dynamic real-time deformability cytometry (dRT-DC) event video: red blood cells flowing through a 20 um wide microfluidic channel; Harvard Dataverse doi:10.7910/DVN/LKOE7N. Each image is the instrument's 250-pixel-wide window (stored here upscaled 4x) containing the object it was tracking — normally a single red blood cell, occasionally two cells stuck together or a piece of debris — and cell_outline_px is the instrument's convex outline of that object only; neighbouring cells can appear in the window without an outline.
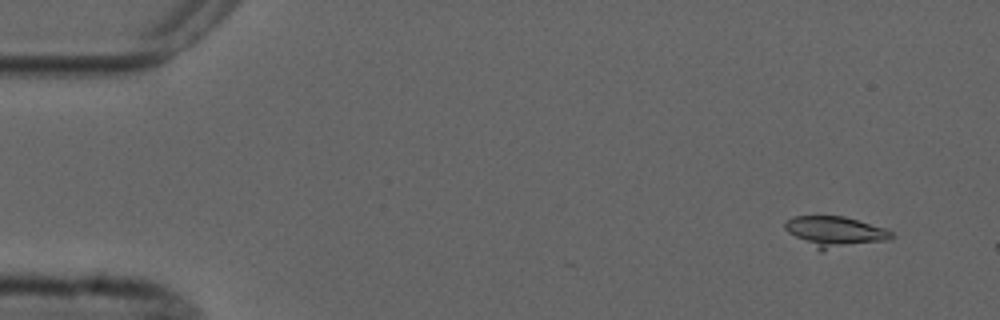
{"species": "common noctule bat (a hibernating species)", "species_latin": "Nyctalus noctula", "temperature_condition": "cold", "stored_images_in_passage": 3, "camera_frame_rate_fps": 3000, "um_per_image_px": 0.085, "animal": {"sex": "male", "forearm_length_mm": 52.5}, "frame": {"image": 1, "passage_image": 1, "time_ms": 0.0, "image_size_px": [1000, 320], "cell_outline_px": [[896, 236], [888, 240], [824, 252], [820, 252], [788, 232], [784, 228], [784, 224], [792, 216], [844, 216], [884, 228], [892, 232]], "centroid_in_image_um": [70.99, 19.73], "position_along_channel_um": 14.0, "area_um2": 19.31}}